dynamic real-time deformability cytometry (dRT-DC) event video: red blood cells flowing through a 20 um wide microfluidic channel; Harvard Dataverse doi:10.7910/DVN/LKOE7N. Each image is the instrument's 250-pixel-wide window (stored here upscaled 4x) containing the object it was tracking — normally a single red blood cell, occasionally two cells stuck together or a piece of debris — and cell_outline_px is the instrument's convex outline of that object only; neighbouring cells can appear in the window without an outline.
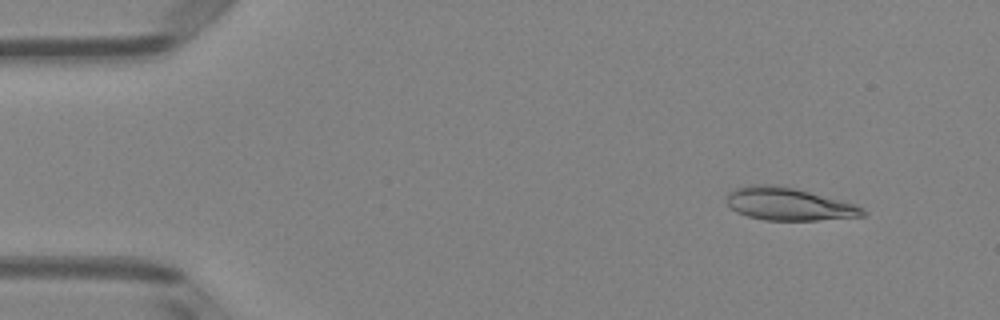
{"species": "Egyptian fruit bat (a non-hibernating species)", "species_latin": "Rousettus aegyptiacus", "temperature_condition": "room temperature", "stored_images_in_passage": 50, "camera_frame_rate_fps": 3000, "um_per_image_px": 0.085, "animal": {"sex": "female"}, "frame": {"image": 1, "passage_image": 5, "time_ms": 1.333, "image_size_px": [1000, 320], "cell_outline_px": [[868, 212], [864, 216], [816, 220], [764, 220], [748, 216], [736, 212], [724, 200], [728, 192], [736, 188], [748, 184], [776, 184], [796, 188], [856, 204], [864, 208]], "centroid_in_image_um": [67.03, 17.33], "position_along_channel_um": 18.0, "area_um2": 26.24}}
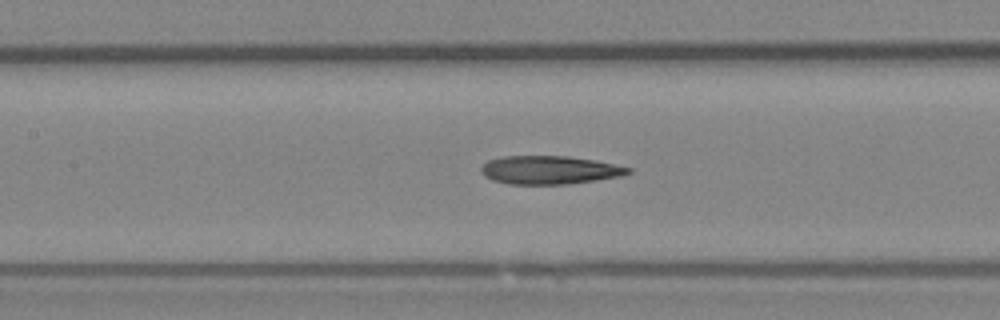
{"frame": {"image": 2, "passage_image": 23, "time_ms": 7.333, "image_size_px": [1000, 320], "cell_outline_px": [[632, 172], [620, 176], [596, 180], [568, 184], [508, 184], [492, 180], [484, 176], [480, 172], [480, 168], [488, 160], [504, 156], [568, 156], [596, 160], [632, 168]], "centroid_in_image_um": [46.7, 14.45], "position_along_channel_um": 160.7, "area_um2": 24.39}}
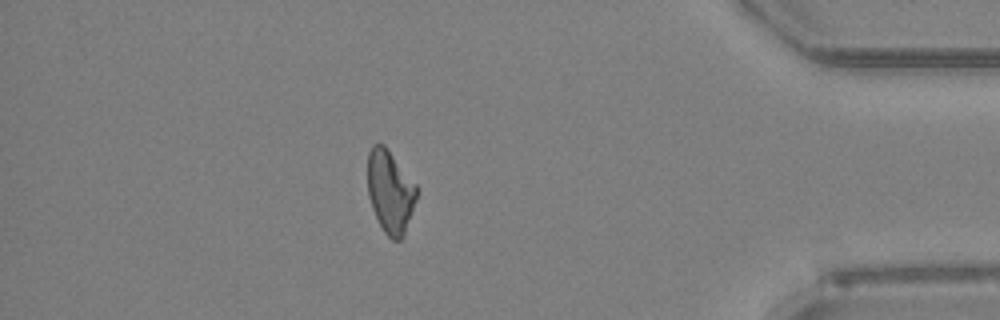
{"frame": {"image": 3, "passage_image": 44, "time_ms": 14.333, "image_size_px": [1000, 320], "cell_outline_px": [[416, 200], [404, 236], [400, 240], [392, 240], [384, 232], [372, 208], [368, 196], [368, 152], [372, 144], [384, 144], [416, 184]], "centroid_in_image_um": [33.16, 16.29], "position_along_channel_um": 402.0, "area_um2": 23.52}, "authors_computed_cell_mechanics": {"area_um2": 24.6228, "velocity_mm_per_s": 4.0277, "shape_relaxation_time_tau1_ms": null, "shape_relaxation_time_tau2_ms": 5.3064, "deformation_change_tau1": null, "deformation_change_tau2": 0.1655}}